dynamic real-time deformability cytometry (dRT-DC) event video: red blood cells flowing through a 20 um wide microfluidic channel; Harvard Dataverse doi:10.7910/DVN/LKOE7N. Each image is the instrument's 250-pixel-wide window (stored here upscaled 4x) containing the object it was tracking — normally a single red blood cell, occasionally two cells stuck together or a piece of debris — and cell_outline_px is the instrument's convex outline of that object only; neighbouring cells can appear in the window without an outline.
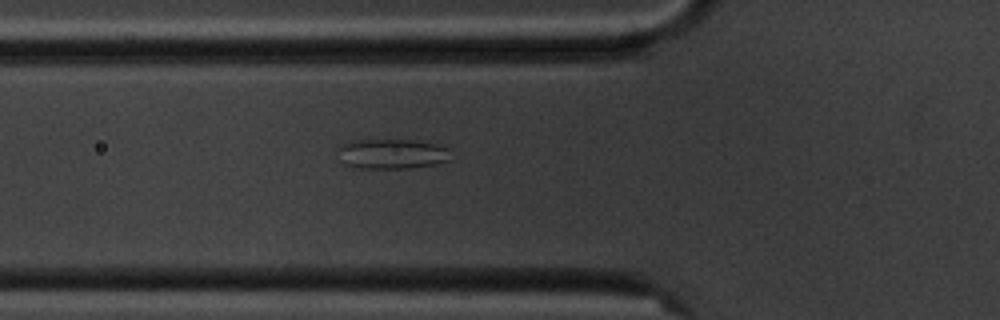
{"species": "common noctule bat (a hibernating species)", "species_latin": "Nyctalus noctula", "temperature_condition": "cold", "stored_images_in_passage": 6, "camera_frame_rate_fps": 3000, "um_per_image_px": 0.085, "animal": {"sex": "male", "body_mass_g": 20.1, "forearm_length_mm": 53.5}, "frame": {"image": 1, "passage_image": 6, "time_ms": 6.333, "image_size_px": [1000, 320], "cell_outline_px": [[452, 160], [436, 164], [412, 168], [356, 168], [344, 164], [340, 160], [340, 144], [348, 140], [416, 140], [444, 144], [448, 148]], "centroid_in_image_um": [33.38, 13.07], "position_along_channel_um": 92.4, "area_um2": 20.17}}